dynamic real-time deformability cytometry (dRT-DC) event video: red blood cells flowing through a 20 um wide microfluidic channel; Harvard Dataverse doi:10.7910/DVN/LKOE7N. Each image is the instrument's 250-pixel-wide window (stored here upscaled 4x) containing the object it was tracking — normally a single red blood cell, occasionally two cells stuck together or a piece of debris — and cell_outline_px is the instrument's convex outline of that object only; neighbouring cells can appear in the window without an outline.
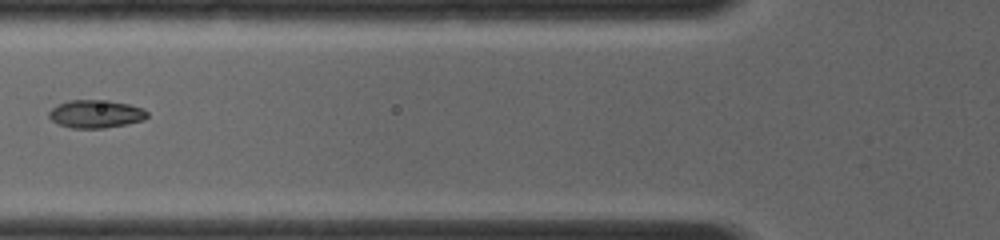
{"species": "common noctule bat (a hibernating species)", "species_latin": "Nyctalus noctula", "temperature_condition": "room temperature", "stored_images_in_passage": 2, "camera_frame_rate_fps": 4000, "um_per_image_px": 0.085, "animal": {"sex": "female", "body_mass_g": 19.0, "forearm_length_mm": 56.7}, "frame": {"image": 1, "passage_image": 2, "time_ms": 1.25, "image_size_px": [1000, 240], "cell_outline_px": [[148, 116], [144, 120], [104, 128], [72, 128], [60, 124], [52, 120], [48, 116], [48, 112], [52, 108], [68, 100], [108, 100], [128, 104], [144, 108], [148, 112]], "centroid_in_image_um": [8.16, 9.68], "position_along_channel_um": 117.6, "area_um2": 15.95}}